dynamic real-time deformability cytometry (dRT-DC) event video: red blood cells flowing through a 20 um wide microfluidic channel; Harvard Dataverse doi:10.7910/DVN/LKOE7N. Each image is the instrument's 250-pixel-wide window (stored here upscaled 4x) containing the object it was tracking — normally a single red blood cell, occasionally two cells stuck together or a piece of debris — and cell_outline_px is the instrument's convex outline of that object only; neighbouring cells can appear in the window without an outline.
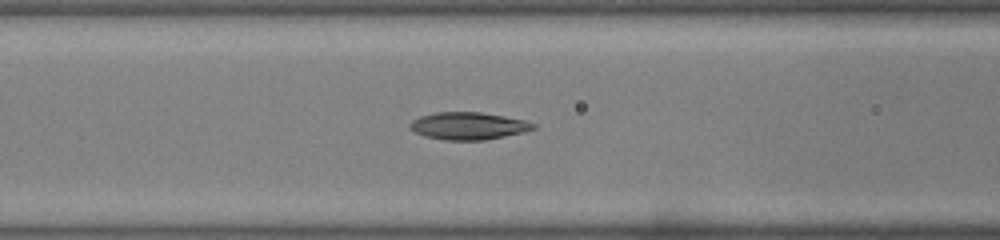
{"species": "common noctule bat (a hibernating species)", "species_latin": "Nyctalus noctula", "temperature_condition": "warm", "stored_images_in_passage": 42, "segment_of_instrument_passage": [1, 2], "camera_frame_rate_fps": 3000, "um_per_image_px": 0.085, "animal": {"sex": "male", "body_mass_g": 19.0, "forearm_length_mm": 50.8}, "frame": {"image": 1, "passage_image": 18, "time_ms": 5.667, "image_size_px": [1000, 240], "cell_outline_px": [[536, 128], [524, 132], [484, 140], [444, 140], [424, 136], [408, 128], [408, 124], [412, 120], [420, 116], [436, 112], [480, 112], [504, 116], [524, 120], [536, 124]], "centroid_in_image_um": [39.78, 10.7], "position_along_channel_um": 126.8, "area_um2": 19.71}}
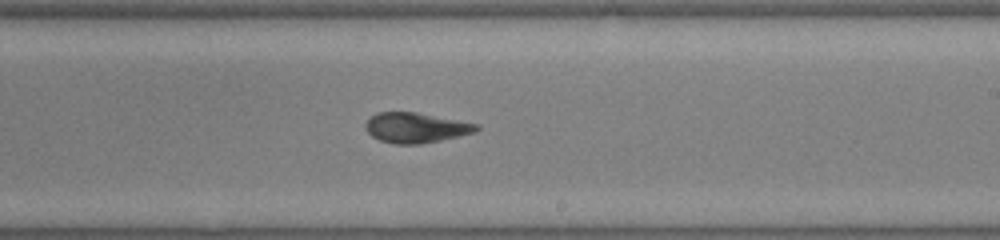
{"frame": {"image": 2, "passage_image": 26, "time_ms": 8.333, "image_size_px": [1000, 240], "cell_outline_px": [[480, 128], [476, 132], [440, 140], [420, 144], [396, 144], [380, 140], [372, 136], [364, 128], [364, 124], [376, 112], [416, 112], [476, 124]], "centroid_in_image_um": [35.31, 10.85], "position_along_channel_um": 253.7, "area_um2": 19.25}}
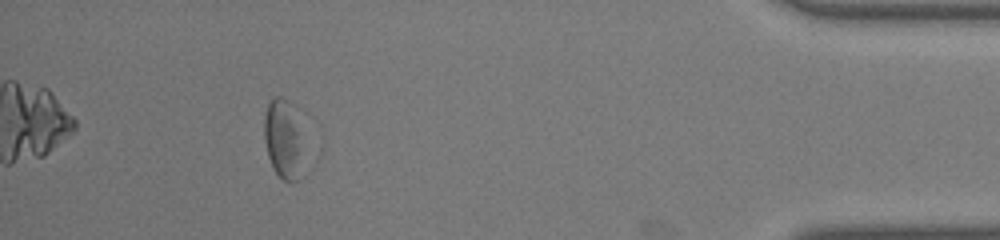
{"frame": {"image": 3, "passage_image": 39, "time_ms": 12.667, "image_size_px": [1000, 240], "cell_outline_px": [[300, 180], [284, 180], [272, 168], [268, 156], [264, 140], [264, 116], [268, 104], [276, 96], [284, 96], [292, 104], [296, 132]], "centroid_in_image_um": [23.95, 11.77], "position_along_channel_um": 411.3, "area_um2": 16.65}}